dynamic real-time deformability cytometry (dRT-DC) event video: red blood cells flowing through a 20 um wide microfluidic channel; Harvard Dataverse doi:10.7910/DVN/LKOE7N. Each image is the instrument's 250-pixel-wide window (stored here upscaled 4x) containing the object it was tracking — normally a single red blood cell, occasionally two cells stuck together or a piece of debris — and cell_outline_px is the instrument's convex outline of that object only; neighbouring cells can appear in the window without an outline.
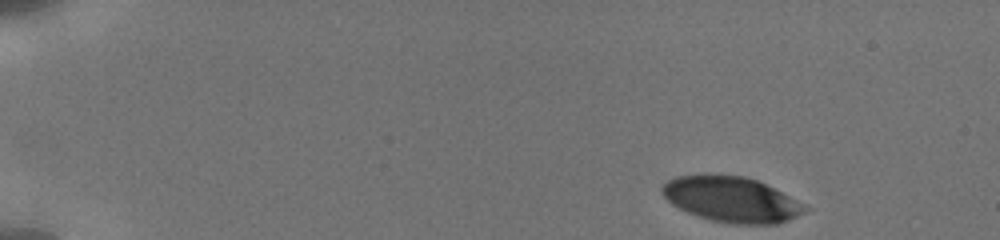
{"species": "human", "species_latin": "Homo sapiens", "temperature_condition": "cold", "stored_images_in_passage": 13, "camera_frame_rate_fps": 3000, "um_per_image_px": 0.085, "donor": {"sex": "male"}, "frame": {"image": 1, "passage_image": 1, "time_ms": 0.0, "image_size_px": [1000, 240], "cell_outline_px": [[812, 208], [788, 220], [776, 224], [728, 224], [712, 220], [688, 212], [672, 204], [660, 192], [660, 188], [668, 180], [676, 176], [704, 172], [744, 176], [756, 180]], "centroid_in_image_um": [62.13, 16.92], "position_along_channel_um": 22.9, "area_um2": 38.03}}
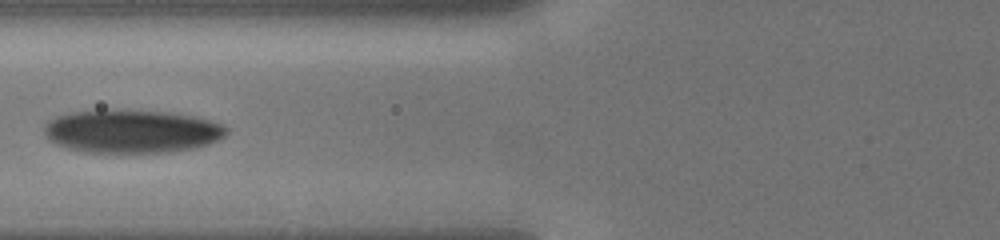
{"frame": {"image": 2, "passage_image": 10, "time_ms": 5.667, "image_size_px": [1000, 240], "cell_outline_px": [[228, 132], [220, 140], [208, 144], [192, 148], [168, 152], [84, 152], [68, 148], [56, 144], [48, 140], [44, 132], [44, 124], [48, 120], [56, 116], [72, 112], [168, 112], [192, 116], [208, 120], [220, 124], [228, 128]], "centroid_in_image_um": [11.19, 11.2], "position_along_channel_um": 114.6, "area_um2": 44.97}}
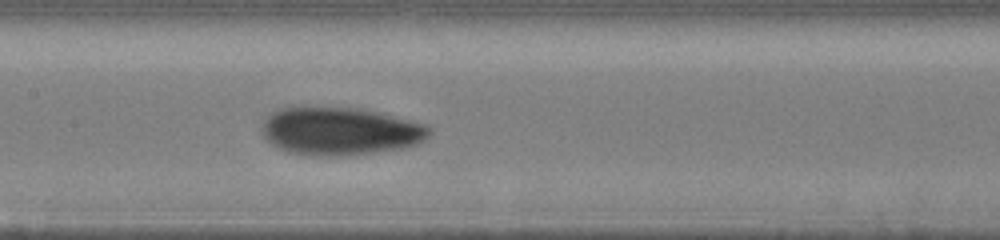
{"frame": {"image": 3, "passage_image": 13, "time_ms": 7.333, "image_size_px": [1000, 240], "cell_outline_px": [[432, 132], [424, 140], [416, 144], [404, 148], [340, 156], [312, 156], [288, 152], [276, 148], [264, 136], [260, 128], [264, 120], [276, 108], [300, 104], [360, 108], [428, 124], [432, 128]], "centroid_in_image_um": [28.85, 11.11], "position_along_channel_um": 178.5, "area_um2": 47.97}}